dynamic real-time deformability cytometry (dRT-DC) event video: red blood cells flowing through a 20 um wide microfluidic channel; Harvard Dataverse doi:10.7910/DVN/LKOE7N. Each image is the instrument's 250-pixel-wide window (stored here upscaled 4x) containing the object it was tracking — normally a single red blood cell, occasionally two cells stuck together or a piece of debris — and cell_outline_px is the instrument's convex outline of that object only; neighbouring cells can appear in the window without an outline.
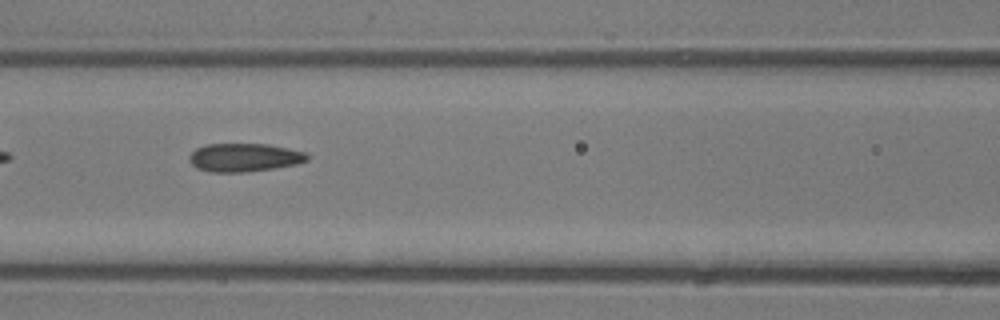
{"species": "common noctule bat (a hibernating species)", "species_latin": "Nyctalus noctula", "temperature_condition": "room temperature", "stored_images_in_passage": 4, "camera_frame_rate_fps": 3000, "um_per_image_px": 0.085, "animal": {"sex": "male", "body_mass_g": 13.3}, "frame": {"image": 1, "passage_image": 3, "time_ms": 3.0, "image_size_px": [1000, 320], "cell_outline_px": [[308, 160], [296, 164], [276, 168], [244, 172], [212, 172], [196, 168], [188, 160], [188, 156], [196, 148], [204, 144], [268, 144], [308, 152]], "centroid_in_image_um": [20.76, 13.38], "position_along_channel_um": 145.8, "area_um2": 19.65}}
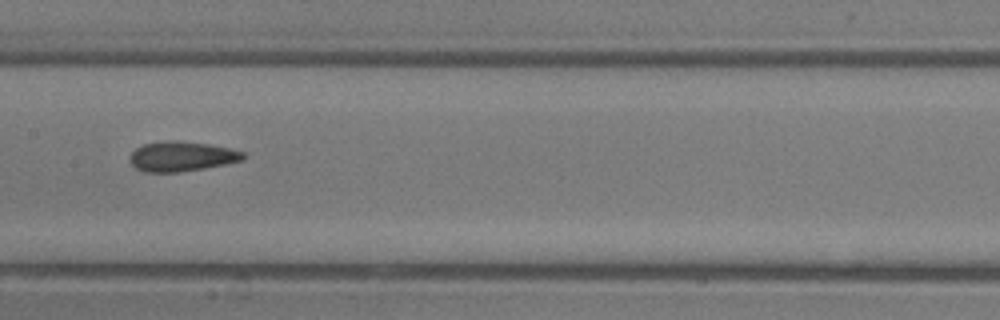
{"frame": {"image": 2, "passage_image": 4, "time_ms": 4.0, "image_size_px": [1000, 320], "cell_outline_px": [[244, 156], [240, 160], [224, 164], [204, 168], [180, 172], [144, 172], [136, 168], [128, 160], [128, 156], [136, 148], [144, 144], [172, 140], [176, 140], [208, 144], [228, 148], [244, 152]], "centroid_in_image_um": [15.38, 13.3], "position_along_channel_um": 192.0, "area_um2": 19.54}}